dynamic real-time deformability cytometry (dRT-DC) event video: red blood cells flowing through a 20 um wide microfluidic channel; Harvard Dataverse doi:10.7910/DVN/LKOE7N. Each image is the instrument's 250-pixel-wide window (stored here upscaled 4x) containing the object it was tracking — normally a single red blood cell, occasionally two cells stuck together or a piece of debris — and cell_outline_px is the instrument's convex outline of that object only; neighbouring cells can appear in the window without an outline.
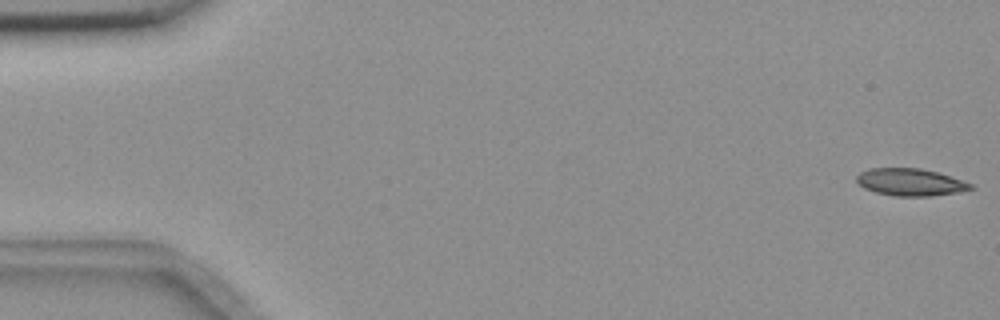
{"species": "common noctule bat (a hibernating species)", "species_latin": "Nyctalus noctula", "temperature_condition": "room temperature", "stored_images_in_passage": 55, "camera_frame_rate_fps": 3000, "um_per_image_px": 0.085, "animal": {"sex": "female", "body_mass_g": 18.4}, "frame": {"image": 1, "passage_image": 1, "time_ms": 0.0, "image_size_px": [1000, 320], "cell_outline_px": [[972, 188], [956, 192], [932, 196], [892, 196], [876, 192], [864, 188], [856, 180], [856, 176], [860, 172], [868, 168], [920, 168], [936, 172], [972, 184]], "centroid_in_image_um": [77.31, 15.48], "position_along_channel_um": 7.7, "area_um2": 17.86}}
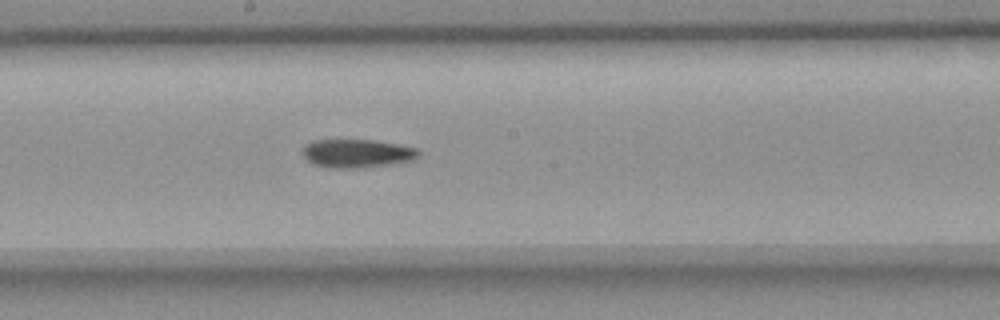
{"frame": {"image": 2, "passage_image": 30, "time_ms": 9.667, "image_size_px": [1000, 320], "cell_outline_px": [[420, 156], [412, 160], [392, 164], [356, 168], [332, 168], [312, 164], [300, 152], [304, 144], [312, 140], [372, 140], [396, 144], [416, 148], [420, 152]], "centroid_in_image_um": [30.3, 13.04], "position_along_channel_um": 217.9, "area_um2": 19.31}}
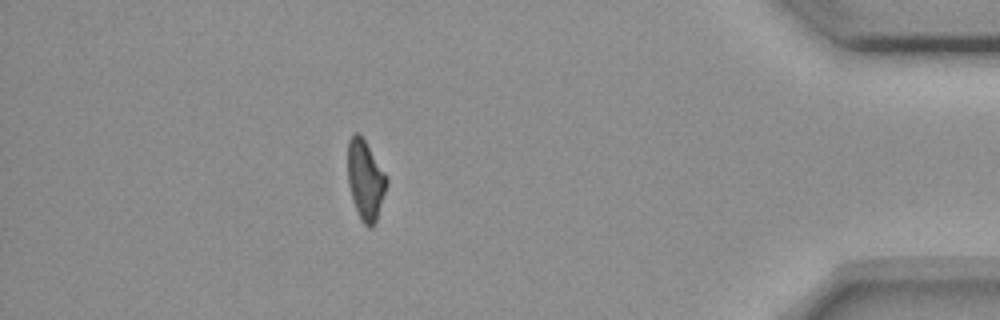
{"frame": {"image": 3, "passage_image": 49, "time_ms": 16.0, "image_size_px": [1000, 320], "cell_outline_px": [[388, 184], [376, 220], [368, 228], [360, 220], [348, 184], [348, 140], [352, 132], [360, 132], [388, 176]], "centroid_in_image_um": [31.07, 15.23], "position_along_channel_um": 404.1, "area_um2": 18.21}}